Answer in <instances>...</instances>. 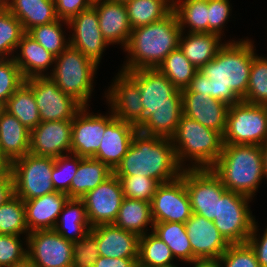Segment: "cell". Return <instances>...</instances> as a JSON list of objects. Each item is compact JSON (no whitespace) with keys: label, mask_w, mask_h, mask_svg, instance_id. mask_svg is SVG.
<instances>
[{"label":"cell","mask_w":267,"mask_h":267,"mask_svg":"<svg viewBox=\"0 0 267 267\" xmlns=\"http://www.w3.org/2000/svg\"><path fill=\"white\" fill-rule=\"evenodd\" d=\"M25 82L31 87L41 122L72 121L82 106L66 95L49 77H32Z\"/></svg>","instance_id":"7c38bea8"},{"label":"cell","mask_w":267,"mask_h":267,"mask_svg":"<svg viewBox=\"0 0 267 267\" xmlns=\"http://www.w3.org/2000/svg\"><path fill=\"white\" fill-rule=\"evenodd\" d=\"M132 29L149 25L173 11V0H130L125 3Z\"/></svg>","instance_id":"e575fe53"},{"label":"cell","mask_w":267,"mask_h":267,"mask_svg":"<svg viewBox=\"0 0 267 267\" xmlns=\"http://www.w3.org/2000/svg\"><path fill=\"white\" fill-rule=\"evenodd\" d=\"M97 10L99 28L107 43L110 46H120L124 50L129 42L133 31L125 3L111 0L93 1Z\"/></svg>","instance_id":"603a6c76"},{"label":"cell","mask_w":267,"mask_h":267,"mask_svg":"<svg viewBox=\"0 0 267 267\" xmlns=\"http://www.w3.org/2000/svg\"><path fill=\"white\" fill-rule=\"evenodd\" d=\"M226 41L237 40L235 38L231 39V37L229 40H224L216 33L182 32L179 48L191 64L199 70L217 55Z\"/></svg>","instance_id":"83f0119b"},{"label":"cell","mask_w":267,"mask_h":267,"mask_svg":"<svg viewBox=\"0 0 267 267\" xmlns=\"http://www.w3.org/2000/svg\"><path fill=\"white\" fill-rule=\"evenodd\" d=\"M91 228L84 202L81 199H68L54 230L66 240L76 241L82 239Z\"/></svg>","instance_id":"1f68e13d"},{"label":"cell","mask_w":267,"mask_h":267,"mask_svg":"<svg viewBox=\"0 0 267 267\" xmlns=\"http://www.w3.org/2000/svg\"><path fill=\"white\" fill-rule=\"evenodd\" d=\"M231 0H208V33H216L225 39V28L232 21Z\"/></svg>","instance_id":"c3c4849f"},{"label":"cell","mask_w":267,"mask_h":267,"mask_svg":"<svg viewBox=\"0 0 267 267\" xmlns=\"http://www.w3.org/2000/svg\"><path fill=\"white\" fill-rule=\"evenodd\" d=\"M21 22L7 9L0 11V53L13 58L24 34Z\"/></svg>","instance_id":"7bdbcfd3"},{"label":"cell","mask_w":267,"mask_h":267,"mask_svg":"<svg viewBox=\"0 0 267 267\" xmlns=\"http://www.w3.org/2000/svg\"><path fill=\"white\" fill-rule=\"evenodd\" d=\"M3 110V105L0 103V113Z\"/></svg>","instance_id":"03108f58"},{"label":"cell","mask_w":267,"mask_h":267,"mask_svg":"<svg viewBox=\"0 0 267 267\" xmlns=\"http://www.w3.org/2000/svg\"><path fill=\"white\" fill-rule=\"evenodd\" d=\"M12 172V162L0 153V179L7 178Z\"/></svg>","instance_id":"6f0895ef"},{"label":"cell","mask_w":267,"mask_h":267,"mask_svg":"<svg viewBox=\"0 0 267 267\" xmlns=\"http://www.w3.org/2000/svg\"><path fill=\"white\" fill-rule=\"evenodd\" d=\"M178 90L187 88L198 71L178 47L157 67Z\"/></svg>","instance_id":"ab89813d"},{"label":"cell","mask_w":267,"mask_h":267,"mask_svg":"<svg viewBox=\"0 0 267 267\" xmlns=\"http://www.w3.org/2000/svg\"><path fill=\"white\" fill-rule=\"evenodd\" d=\"M152 232L169 246L178 262L185 263L183 267L197 259L193 255L185 223L154 222Z\"/></svg>","instance_id":"d6a6232c"},{"label":"cell","mask_w":267,"mask_h":267,"mask_svg":"<svg viewBox=\"0 0 267 267\" xmlns=\"http://www.w3.org/2000/svg\"><path fill=\"white\" fill-rule=\"evenodd\" d=\"M10 0H0V11L7 10Z\"/></svg>","instance_id":"94428289"},{"label":"cell","mask_w":267,"mask_h":267,"mask_svg":"<svg viewBox=\"0 0 267 267\" xmlns=\"http://www.w3.org/2000/svg\"><path fill=\"white\" fill-rule=\"evenodd\" d=\"M121 182L123 194L125 198L141 200V201H152L160 183L153 178L146 176H117Z\"/></svg>","instance_id":"f6af8a7d"},{"label":"cell","mask_w":267,"mask_h":267,"mask_svg":"<svg viewBox=\"0 0 267 267\" xmlns=\"http://www.w3.org/2000/svg\"><path fill=\"white\" fill-rule=\"evenodd\" d=\"M113 224L139 237L152 232L151 203L124 197Z\"/></svg>","instance_id":"f546056e"},{"label":"cell","mask_w":267,"mask_h":267,"mask_svg":"<svg viewBox=\"0 0 267 267\" xmlns=\"http://www.w3.org/2000/svg\"><path fill=\"white\" fill-rule=\"evenodd\" d=\"M7 60L8 58L5 55L0 53V66L4 64Z\"/></svg>","instance_id":"6125c7cd"},{"label":"cell","mask_w":267,"mask_h":267,"mask_svg":"<svg viewBox=\"0 0 267 267\" xmlns=\"http://www.w3.org/2000/svg\"><path fill=\"white\" fill-rule=\"evenodd\" d=\"M111 1H114V2H120V3H126L130 0H111Z\"/></svg>","instance_id":"be15d7a7"},{"label":"cell","mask_w":267,"mask_h":267,"mask_svg":"<svg viewBox=\"0 0 267 267\" xmlns=\"http://www.w3.org/2000/svg\"><path fill=\"white\" fill-rule=\"evenodd\" d=\"M113 174L105 163L92 157H80V163L70 185V199H81Z\"/></svg>","instance_id":"4dcf8cb0"},{"label":"cell","mask_w":267,"mask_h":267,"mask_svg":"<svg viewBox=\"0 0 267 267\" xmlns=\"http://www.w3.org/2000/svg\"><path fill=\"white\" fill-rule=\"evenodd\" d=\"M169 246L153 232L139 237L138 264L143 267H161L175 264Z\"/></svg>","instance_id":"8d00e7d4"},{"label":"cell","mask_w":267,"mask_h":267,"mask_svg":"<svg viewBox=\"0 0 267 267\" xmlns=\"http://www.w3.org/2000/svg\"><path fill=\"white\" fill-rule=\"evenodd\" d=\"M185 227L193 255L197 259H219L230 245L214 222L201 215L193 213L185 222Z\"/></svg>","instance_id":"44dd1931"},{"label":"cell","mask_w":267,"mask_h":267,"mask_svg":"<svg viewBox=\"0 0 267 267\" xmlns=\"http://www.w3.org/2000/svg\"><path fill=\"white\" fill-rule=\"evenodd\" d=\"M137 130L134 124L115 118L108 109L106 129L100 147L92 158L102 161L114 171L127 154Z\"/></svg>","instance_id":"d6986e66"},{"label":"cell","mask_w":267,"mask_h":267,"mask_svg":"<svg viewBox=\"0 0 267 267\" xmlns=\"http://www.w3.org/2000/svg\"><path fill=\"white\" fill-rule=\"evenodd\" d=\"M53 166L54 158L31 153L13 161L14 194L25 201L56 191L51 180Z\"/></svg>","instance_id":"9c48e42d"},{"label":"cell","mask_w":267,"mask_h":267,"mask_svg":"<svg viewBox=\"0 0 267 267\" xmlns=\"http://www.w3.org/2000/svg\"><path fill=\"white\" fill-rule=\"evenodd\" d=\"M68 26L69 45L100 66L110 45L100 31L96 8L92 5L81 11L68 21Z\"/></svg>","instance_id":"2e32d148"},{"label":"cell","mask_w":267,"mask_h":267,"mask_svg":"<svg viewBox=\"0 0 267 267\" xmlns=\"http://www.w3.org/2000/svg\"><path fill=\"white\" fill-rule=\"evenodd\" d=\"M90 107H82L72 120L71 154L80 157L96 154L106 129V114Z\"/></svg>","instance_id":"ac0fdd59"},{"label":"cell","mask_w":267,"mask_h":267,"mask_svg":"<svg viewBox=\"0 0 267 267\" xmlns=\"http://www.w3.org/2000/svg\"><path fill=\"white\" fill-rule=\"evenodd\" d=\"M219 261L222 267H260L255 251L248 242L230 244Z\"/></svg>","instance_id":"7dc6e473"},{"label":"cell","mask_w":267,"mask_h":267,"mask_svg":"<svg viewBox=\"0 0 267 267\" xmlns=\"http://www.w3.org/2000/svg\"><path fill=\"white\" fill-rule=\"evenodd\" d=\"M138 86L144 109L143 122L162 107H182V93L157 68L125 72Z\"/></svg>","instance_id":"30bf717a"},{"label":"cell","mask_w":267,"mask_h":267,"mask_svg":"<svg viewBox=\"0 0 267 267\" xmlns=\"http://www.w3.org/2000/svg\"><path fill=\"white\" fill-rule=\"evenodd\" d=\"M181 34L174 11L164 19L133 29L129 42L123 50L126 56L119 70L128 72L157 68L174 49L179 47Z\"/></svg>","instance_id":"3957f363"},{"label":"cell","mask_w":267,"mask_h":267,"mask_svg":"<svg viewBox=\"0 0 267 267\" xmlns=\"http://www.w3.org/2000/svg\"><path fill=\"white\" fill-rule=\"evenodd\" d=\"M30 150V130L4 109L0 113V153L13 162Z\"/></svg>","instance_id":"4316f807"},{"label":"cell","mask_w":267,"mask_h":267,"mask_svg":"<svg viewBox=\"0 0 267 267\" xmlns=\"http://www.w3.org/2000/svg\"><path fill=\"white\" fill-rule=\"evenodd\" d=\"M115 74L103 94L107 109L115 118L138 128L143 123L144 115L139 86L125 72L118 69Z\"/></svg>","instance_id":"4fadbf2b"},{"label":"cell","mask_w":267,"mask_h":267,"mask_svg":"<svg viewBox=\"0 0 267 267\" xmlns=\"http://www.w3.org/2000/svg\"><path fill=\"white\" fill-rule=\"evenodd\" d=\"M24 82L20 68L13 58L2 64L0 66V103L4 105Z\"/></svg>","instance_id":"f907efd6"},{"label":"cell","mask_w":267,"mask_h":267,"mask_svg":"<svg viewBox=\"0 0 267 267\" xmlns=\"http://www.w3.org/2000/svg\"><path fill=\"white\" fill-rule=\"evenodd\" d=\"M0 234L17 236L29 234L24 202L15 194L0 206Z\"/></svg>","instance_id":"60d3db41"},{"label":"cell","mask_w":267,"mask_h":267,"mask_svg":"<svg viewBox=\"0 0 267 267\" xmlns=\"http://www.w3.org/2000/svg\"><path fill=\"white\" fill-rule=\"evenodd\" d=\"M183 169L212 168L223 150V135L183 115L171 138Z\"/></svg>","instance_id":"5b68a950"},{"label":"cell","mask_w":267,"mask_h":267,"mask_svg":"<svg viewBox=\"0 0 267 267\" xmlns=\"http://www.w3.org/2000/svg\"><path fill=\"white\" fill-rule=\"evenodd\" d=\"M80 163V156L66 154L54 158L51 180L56 191L64 192L70 199V185Z\"/></svg>","instance_id":"ee69618b"},{"label":"cell","mask_w":267,"mask_h":267,"mask_svg":"<svg viewBox=\"0 0 267 267\" xmlns=\"http://www.w3.org/2000/svg\"><path fill=\"white\" fill-rule=\"evenodd\" d=\"M69 199L64 192L54 191L40 197L25 200L26 225L29 233L54 229L64 204Z\"/></svg>","instance_id":"d4e9b609"},{"label":"cell","mask_w":267,"mask_h":267,"mask_svg":"<svg viewBox=\"0 0 267 267\" xmlns=\"http://www.w3.org/2000/svg\"><path fill=\"white\" fill-rule=\"evenodd\" d=\"M211 169L227 190L254 200L264 181L261 147L224 144L220 157Z\"/></svg>","instance_id":"277c9868"},{"label":"cell","mask_w":267,"mask_h":267,"mask_svg":"<svg viewBox=\"0 0 267 267\" xmlns=\"http://www.w3.org/2000/svg\"><path fill=\"white\" fill-rule=\"evenodd\" d=\"M134 267H143V266H141V265H139V264L137 263Z\"/></svg>","instance_id":"003e7915"},{"label":"cell","mask_w":267,"mask_h":267,"mask_svg":"<svg viewBox=\"0 0 267 267\" xmlns=\"http://www.w3.org/2000/svg\"><path fill=\"white\" fill-rule=\"evenodd\" d=\"M138 258H109L100 256L93 267H134Z\"/></svg>","instance_id":"db71d44e"},{"label":"cell","mask_w":267,"mask_h":267,"mask_svg":"<svg viewBox=\"0 0 267 267\" xmlns=\"http://www.w3.org/2000/svg\"><path fill=\"white\" fill-rule=\"evenodd\" d=\"M8 10L21 22L24 32L59 19L54 0H10Z\"/></svg>","instance_id":"f1b7e54d"},{"label":"cell","mask_w":267,"mask_h":267,"mask_svg":"<svg viewBox=\"0 0 267 267\" xmlns=\"http://www.w3.org/2000/svg\"><path fill=\"white\" fill-rule=\"evenodd\" d=\"M57 17L69 21L93 5L92 0H54Z\"/></svg>","instance_id":"f5cc1de1"},{"label":"cell","mask_w":267,"mask_h":267,"mask_svg":"<svg viewBox=\"0 0 267 267\" xmlns=\"http://www.w3.org/2000/svg\"><path fill=\"white\" fill-rule=\"evenodd\" d=\"M184 182L192 212L213 221L218 200L227 190L219 176L211 168L184 169Z\"/></svg>","instance_id":"8fae6325"},{"label":"cell","mask_w":267,"mask_h":267,"mask_svg":"<svg viewBox=\"0 0 267 267\" xmlns=\"http://www.w3.org/2000/svg\"><path fill=\"white\" fill-rule=\"evenodd\" d=\"M161 267H179V265L177 263L172 264V265H168V266H161Z\"/></svg>","instance_id":"e7e4bbea"},{"label":"cell","mask_w":267,"mask_h":267,"mask_svg":"<svg viewBox=\"0 0 267 267\" xmlns=\"http://www.w3.org/2000/svg\"><path fill=\"white\" fill-rule=\"evenodd\" d=\"M256 42L249 37L226 41L217 55L194 75L187 89L220 100L228 106L246 96Z\"/></svg>","instance_id":"6da1fadb"},{"label":"cell","mask_w":267,"mask_h":267,"mask_svg":"<svg viewBox=\"0 0 267 267\" xmlns=\"http://www.w3.org/2000/svg\"><path fill=\"white\" fill-rule=\"evenodd\" d=\"M259 227L257 219L247 242L254 249L260 267H267V225L264 230H261L262 228Z\"/></svg>","instance_id":"816d5d0a"},{"label":"cell","mask_w":267,"mask_h":267,"mask_svg":"<svg viewBox=\"0 0 267 267\" xmlns=\"http://www.w3.org/2000/svg\"><path fill=\"white\" fill-rule=\"evenodd\" d=\"M252 198L226 190L218 200L217 216L213 220L229 244L248 241L256 221L250 203Z\"/></svg>","instance_id":"ba28073f"},{"label":"cell","mask_w":267,"mask_h":267,"mask_svg":"<svg viewBox=\"0 0 267 267\" xmlns=\"http://www.w3.org/2000/svg\"><path fill=\"white\" fill-rule=\"evenodd\" d=\"M187 263L189 267H222L219 259H194Z\"/></svg>","instance_id":"9f6ffc18"},{"label":"cell","mask_w":267,"mask_h":267,"mask_svg":"<svg viewBox=\"0 0 267 267\" xmlns=\"http://www.w3.org/2000/svg\"><path fill=\"white\" fill-rule=\"evenodd\" d=\"M267 140V106L241 100L229 106L224 144L261 145Z\"/></svg>","instance_id":"52a82bcc"},{"label":"cell","mask_w":267,"mask_h":267,"mask_svg":"<svg viewBox=\"0 0 267 267\" xmlns=\"http://www.w3.org/2000/svg\"><path fill=\"white\" fill-rule=\"evenodd\" d=\"M182 32L208 33V0H173Z\"/></svg>","instance_id":"836d02e7"},{"label":"cell","mask_w":267,"mask_h":267,"mask_svg":"<svg viewBox=\"0 0 267 267\" xmlns=\"http://www.w3.org/2000/svg\"><path fill=\"white\" fill-rule=\"evenodd\" d=\"M182 107L157 108L139 127L141 133L171 139L178 128Z\"/></svg>","instance_id":"f35d334b"},{"label":"cell","mask_w":267,"mask_h":267,"mask_svg":"<svg viewBox=\"0 0 267 267\" xmlns=\"http://www.w3.org/2000/svg\"><path fill=\"white\" fill-rule=\"evenodd\" d=\"M27 33L55 57L69 46V26L65 20L58 19L50 24L35 26Z\"/></svg>","instance_id":"74e56055"},{"label":"cell","mask_w":267,"mask_h":267,"mask_svg":"<svg viewBox=\"0 0 267 267\" xmlns=\"http://www.w3.org/2000/svg\"><path fill=\"white\" fill-rule=\"evenodd\" d=\"M182 171L171 139L137 130L127 154L113 173L116 176L144 175L161 184L177 179Z\"/></svg>","instance_id":"7a4b0ae2"},{"label":"cell","mask_w":267,"mask_h":267,"mask_svg":"<svg viewBox=\"0 0 267 267\" xmlns=\"http://www.w3.org/2000/svg\"><path fill=\"white\" fill-rule=\"evenodd\" d=\"M267 56V54H266ZM256 53L252 59L248 89L243 101L267 106V57Z\"/></svg>","instance_id":"b9f144b4"},{"label":"cell","mask_w":267,"mask_h":267,"mask_svg":"<svg viewBox=\"0 0 267 267\" xmlns=\"http://www.w3.org/2000/svg\"><path fill=\"white\" fill-rule=\"evenodd\" d=\"M72 121L40 122L30 131L29 153L57 158L71 153Z\"/></svg>","instance_id":"ffe728a7"},{"label":"cell","mask_w":267,"mask_h":267,"mask_svg":"<svg viewBox=\"0 0 267 267\" xmlns=\"http://www.w3.org/2000/svg\"><path fill=\"white\" fill-rule=\"evenodd\" d=\"M27 236L0 234V267H11L27 258Z\"/></svg>","instance_id":"bcb514c9"},{"label":"cell","mask_w":267,"mask_h":267,"mask_svg":"<svg viewBox=\"0 0 267 267\" xmlns=\"http://www.w3.org/2000/svg\"><path fill=\"white\" fill-rule=\"evenodd\" d=\"M3 109L18 118L30 131L41 122L35 96L26 82L6 101Z\"/></svg>","instance_id":"d590c367"},{"label":"cell","mask_w":267,"mask_h":267,"mask_svg":"<svg viewBox=\"0 0 267 267\" xmlns=\"http://www.w3.org/2000/svg\"><path fill=\"white\" fill-rule=\"evenodd\" d=\"M192 214L183 169L177 179L158 186L151 201V216L153 222L185 223Z\"/></svg>","instance_id":"5bb4252c"},{"label":"cell","mask_w":267,"mask_h":267,"mask_svg":"<svg viewBox=\"0 0 267 267\" xmlns=\"http://www.w3.org/2000/svg\"><path fill=\"white\" fill-rule=\"evenodd\" d=\"M11 267H37L31 260L26 258L23 262L14 264Z\"/></svg>","instance_id":"91938a15"},{"label":"cell","mask_w":267,"mask_h":267,"mask_svg":"<svg viewBox=\"0 0 267 267\" xmlns=\"http://www.w3.org/2000/svg\"><path fill=\"white\" fill-rule=\"evenodd\" d=\"M181 93L183 115L224 135L229 109L227 104L210 96L190 92L187 88Z\"/></svg>","instance_id":"7402d4cb"},{"label":"cell","mask_w":267,"mask_h":267,"mask_svg":"<svg viewBox=\"0 0 267 267\" xmlns=\"http://www.w3.org/2000/svg\"><path fill=\"white\" fill-rule=\"evenodd\" d=\"M90 232L97 238L99 255L109 258H138L139 236L113 223L100 224Z\"/></svg>","instance_id":"cb8c5ba5"},{"label":"cell","mask_w":267,"mask_h":267,"mask_svg":"<svg viewBox=\"0 0 267 267\" xmlns=\"http://www.w3.org/2000/svg\"><path fill=\"white\" fill-rule=\"evenodd\" d=\"M123 198L121 182L114 173L87 192L81 200L84 202L90 226L114 223Z\"/></svg>","instance_id":"e0dca14e"},{"label":"cell","mask_w":267,"mask_h":267,"mask_svg":"<svg viewBox=\"0 0 267 267\" xmlns=\"http://www.w3.org/2000/svg\"><path fill=\"white\" fill-rule=\"evenodd\" d=\"M24 79L49 76L55 56L45 50L27 32L23 34L13 57Z\"/></svg>","instance_id":"484cf974"},{"label":"cell","mask_w":267,"mask_h":267,"mask_svg":"<svg viewBox=\"0 0 267 267\" xmlns=\"http://www.w3.org/2000/svg\"><path fill=\"white\" fill-rule=\"evenodd\" d=\"M27 258L37 267H72V241L54 229L31 232L27 236Z\"/></svg>","instance_id":"9a60e30c"},{"label":"cell","mask_w":267,"mask_h":267,"mask_svg":"<svg viewBox=\"0 0 267 267\" xmlns=\"http://www.w3.org/2000/svg\"><path fill=\"white\" fill-rule=\"evenodd\" d=\"M99 66L85 57L78 49L69 45L55 57L54 67L49 77L66 95L76 100L82 107L94 96V85ZM93 94V95H92Z\"/></svg>","instance_id":"8992f818"},{"label":"cell","mask_w":267,"mask_h":267,"mask_svg":"<svg viewBox=\"0 0 267 267\" xmlns=\"http://www.w3.org/2000/svg\"><path fill=\"white\" fill-rule=\"evenodd\" d=\"M72 267H93L100 257L97 238L89 231L82 239L72 241Z\"/></svg>","instance_id":"681fc988"},{"label":"cell","mask_w":267,"mask_h":267,"mask_svg":"<svg viewBox=\"0 0 267 267\" xmlns=\"http://www.w3.org/2000/svg\"><path fill=\"white\" fill-rule=\"evenodd\" d=\"M260 147H261L262 162H263L264 182H266L267 181V140L263 144H261Z\"/></svg>","instance_id":"680465c9"},{"label":"cell","mask_w":267,"mask_h":267,"mask_svg":"<svg viewBox=\"0 0 267 267\" xmlns=\"http://www.w3.org/2000/svg\"><path fill=\"white\" fill-rule=\"evenodd\" d=\"M14 195L12 173L5 179H0V206Z\"/></svg>","instance_id":"11a10c76"}]
</instances>
